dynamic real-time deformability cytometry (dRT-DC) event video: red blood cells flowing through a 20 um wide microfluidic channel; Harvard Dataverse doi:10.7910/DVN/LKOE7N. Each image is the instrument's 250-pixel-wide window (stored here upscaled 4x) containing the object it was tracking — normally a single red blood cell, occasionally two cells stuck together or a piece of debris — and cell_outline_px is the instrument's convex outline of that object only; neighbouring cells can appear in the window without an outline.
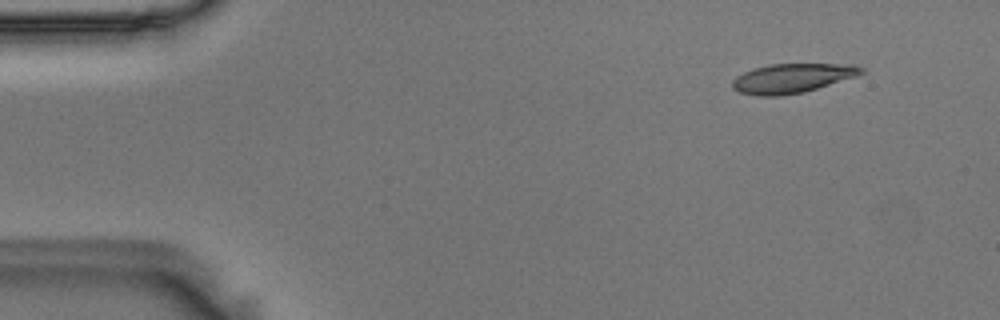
{"species": "Egyptian fruit bat (a non-hibernating species)", "species_latin": "Rousettus aegyptiacus", "temperature_condition": "room temperature", "stored_images_in_passage": 26, "camera_frame_rate_fps": 3000, "um_per_image_px": 0.085, "animal": {"sex": "male"}, "frame": {"image": 1, "passage_image": 1, "time_ms": 0.0, "image_size_px": [1000, 320], "cell_outline_px": [[864, 72], [856, 76], [804, 92], [780, 96], [756, 96], [740, 92], [732, 88], [732, 80], [736, 76], [752, 68], [768, 64], [856, 64], [864, 68]], "centroid_in_image_um": [67.31, 6.64], "position_along_channel_um": 17.7, "area_um2": 22.14}}
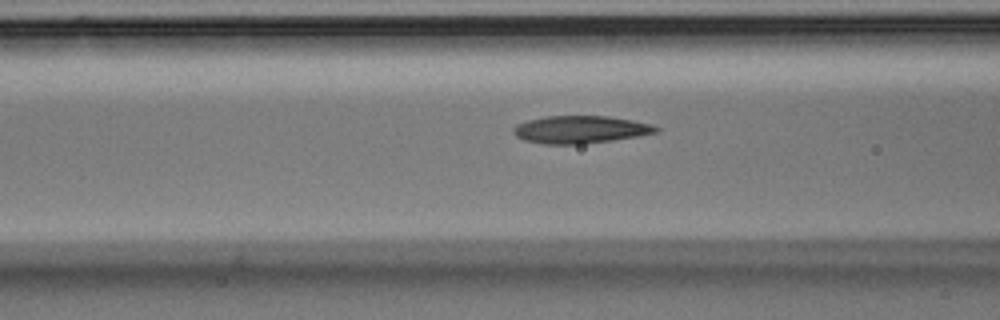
{"frame": {"image": 2, "passage_image": 17, "time_ms": 5.333, "image_size_px": [1000, 320], "cell_outline_px": [[660, 128], [656, 132], [640, 136], [584, 144], [544, 144], [524, 140], [516, 136], [512, 132], [512, 128], [516, 124], [528, 120], [544, 116], [608, 116], [632, 120], [652, 124]], "centroid_in_image_um": [49.31, 11.01], "position_along_channel_um": 117.3, "area_um2": 23.0}}
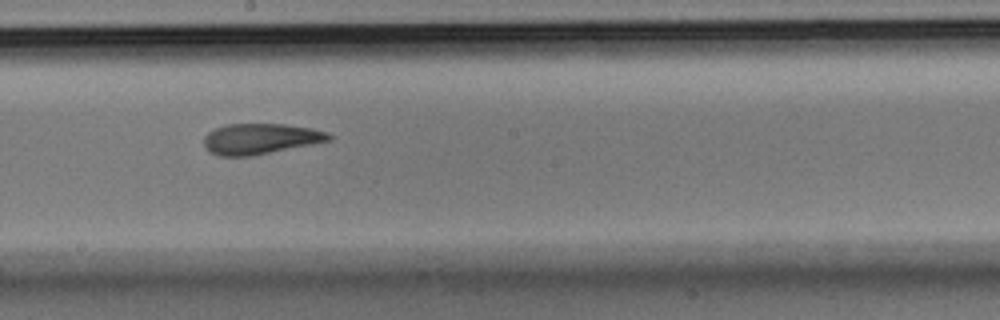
{"frame": {"image": 3, "passage_image": 26, "time_ms": 8.333, "image_size_px": [1000, 320], "cell_outline_px": [[332, 140], [252, 156], [220, 156], [208, 152], [204, 148], [204, 136], [208, 132], [224, 124], [284, 124], [312, 128], [328, 132], [332, 136]], "centroid_in_image_um": [22.11, 11.8], "position_along_channel_um": 226.1, "area_um2": 22.48}}